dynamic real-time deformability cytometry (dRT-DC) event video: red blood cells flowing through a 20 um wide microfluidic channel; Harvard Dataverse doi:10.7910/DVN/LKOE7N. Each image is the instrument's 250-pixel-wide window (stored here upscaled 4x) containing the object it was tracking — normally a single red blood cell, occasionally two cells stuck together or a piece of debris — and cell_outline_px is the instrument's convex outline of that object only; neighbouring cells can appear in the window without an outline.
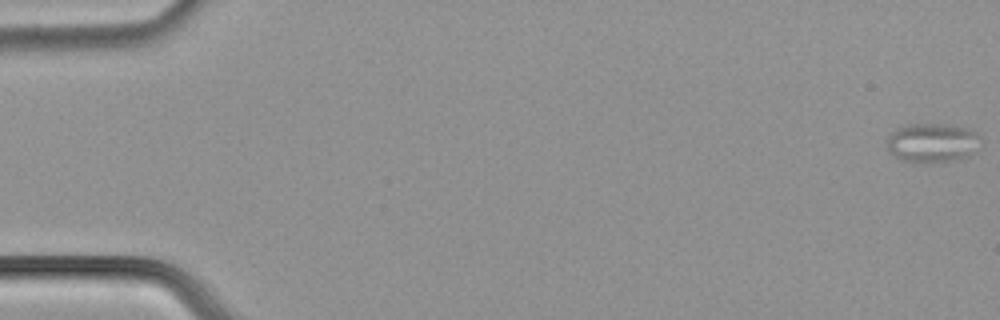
{"species": "common noctule bat (a hibernating species)", "species_latin": "Nyctalus noctula", "temperature_condition": "cold", "stored_images_in_passage": 56, "camera_frame_rate_fps": 3000, "um_per_image_px": 0.085, "animal": {"sex": "male", "body_mass_g": 21.5, "forearm_length_mm": 52.0}, "frame": {"image": 1, "passage_image": 1, "time_ms": 0.0, "image_size_px": [1000, 320], "cell_outline_px": [[980, 136], [976, 152], [968, 156], [952, 160], [912, 164], [900, 160], [888, 152], [888, 136], [896, 128], [908, 124], [948, 124], [972, 128]], "centroid_in_image_um": [79.23, 12.14], "position_along_channel_um": 5.8, "area_um2": 21.85}}
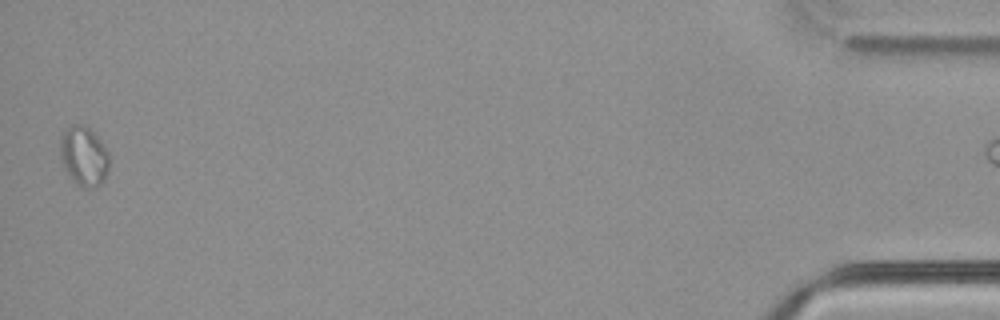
{"frame": {"image": 2, "passage_image": 55, "time_ms": 18.0, "image_size_px": [1000, 320], "cell_outline_px": [[108, 168], [104, 180], [100, 184], [92, 188], [84, 188], [68, 176], [60, 160], [60, 140], [64, 132], [72, 124], [80, 124], [88, 128], [104, 144], [108, 152]], "centroid_in_image_um": [7.11, 13.29], "position_along_channel_um": 428.1, "area_um2": 16.88}}